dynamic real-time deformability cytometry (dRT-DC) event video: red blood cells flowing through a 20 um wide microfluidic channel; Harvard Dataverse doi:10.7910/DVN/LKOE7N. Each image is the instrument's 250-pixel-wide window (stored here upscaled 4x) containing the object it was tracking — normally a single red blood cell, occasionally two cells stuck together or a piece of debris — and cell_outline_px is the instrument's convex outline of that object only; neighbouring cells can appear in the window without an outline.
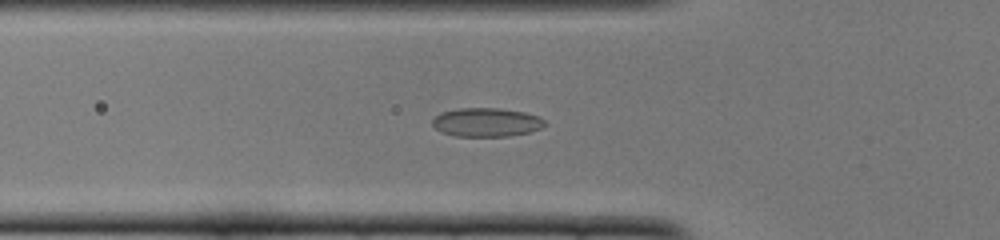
{"species": "common noctule bat (a hibernating species)", "species_latin": "Nyctalus noctula", "temperature_condition": "cold", "stored_images_in_passage": 51, "camera_frame_rate_fps": 3000, "um_per_image_px": 0.085, "animal": {"sex": "female", "body_mass_g": 22.0, "forearm_length_mm": 56.7}, "frame": {"image": 1, "passage_image": 17, "time_ms": 5.333, "image_size_px": [1000, 240], "cell_outline_px": [[548, 124], [540, 128], [528, 132], [508, 136], [452, 136], [440, 132], [432, 124], [432, 120], [440, 112], [456, 108], [500, 108], [524, 112], [540, 116]], "centroid_in_image_um": [41.33, 10.39], "position_along_channel_um": 84.5, "area_um2": 19.02}}
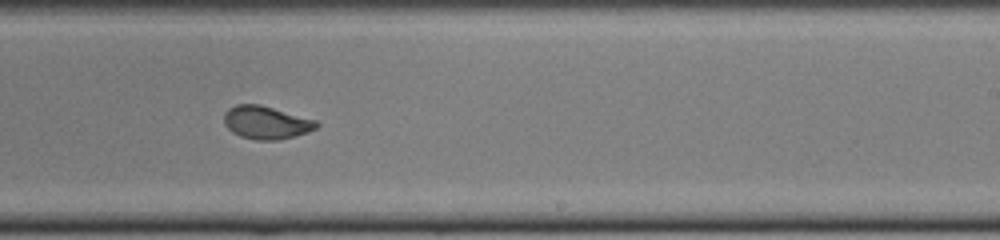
{"frame": {"image": 2, "passage_image": 31, "time_ms": 10.0, "image_size_px": [1000, 240], "cell_outline_px": [[320, 124], [316, 128], [308, 132], [280, 140], [256, 140], [240, 136], [232, 132], [224, 124], [224, 112], [228, 108], [236, 104], [260, 104], [316, 120]], "centroid_in_image_um": [22.61, 10.41], "position_along_channel_um": 266.4, "area_um2": 17.86}}
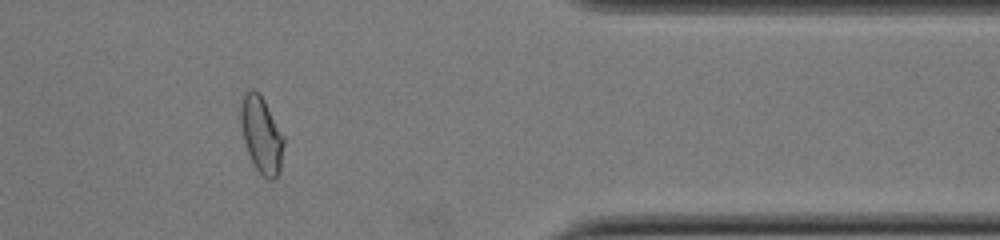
{"frame": {"image": 3, "passage_image": 42, "time_ms": 13.667, "image_size_px": [1000, 240], "cell_outline_px": [[284, 144], [280, 172], [272, 180], [268, 180], [256, 168], [248, 152], [244, 140], [240, 124], [240, 108], [244, 96], [252, 88], [260, 92], [284, 136]], "centroid_in_image_um": [22.24, 11.45], "position_along_channel_um": 389.2, "area_um2": 19.07}, "authors_computed_cell_mechanics": {"area_um2": 18.207, "velocity_mm_per_s": 3.904, "shape_relaxation_time_tau1_ms": 9.2212, "shape_relaxation_time_tau2_ms": 1.0248, "deformation_change_tau1": 0.2127, "deformation_change_tau2": 0.0643}}